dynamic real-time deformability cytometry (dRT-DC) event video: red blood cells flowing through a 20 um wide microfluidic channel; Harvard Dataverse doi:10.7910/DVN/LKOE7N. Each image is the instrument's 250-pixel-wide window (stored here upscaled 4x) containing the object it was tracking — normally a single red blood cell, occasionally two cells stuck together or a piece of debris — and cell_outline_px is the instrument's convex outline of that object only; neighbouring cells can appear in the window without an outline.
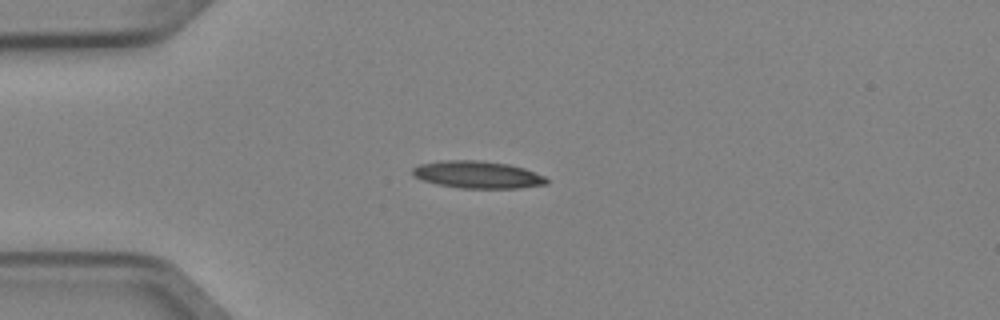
{"species": "Egyptian fruit bat (a non-hibernating species)", "species_latin": "Rousettus aegyptiacus", "temperature_condition": "cold", "stored_images_in_passage": 3, "camera_frame_rate_fps": 3000, "um_per_image_px": 0.085, "animal": {"sex": "female"}, "frame": {"image": 1, "passage_image": 1, "time_ms": 0.0, "image_size_px": [1000, 320], "cell_outline_px": [[548, 184], [520, 188], [460, 188], [436, 184], [412, 176], [412, 168], [420, 164], [444, 160], [480, 160], [508, 164], [524, 168], [544, 176], [548, 180]], "centroid_in_image_um": [40.59, 14.85], "position_along_channel_um": 44.4, "area_um2": 21.33}}
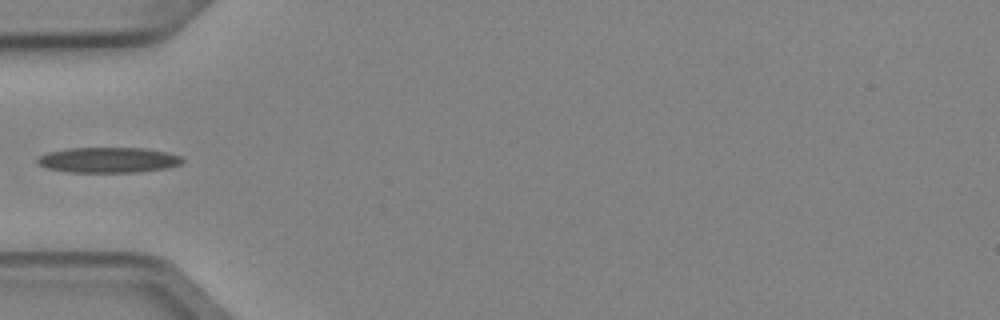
{"frame": {"image": 2, "passage_image": 2, "time_ms": 0.333, "image_size_px": [1000, 320], "cell_outline_px": [[184, 160], [180, 164], [164, 168], [136, 172], [68, 172], [44, 168], [36, 164], [36, 160], [40, 156], [48, 152], [68, 148], [144, 148], [168, 152], [180, 156]], "centroid_in_image_um": [9.15, 13.6], "position_along_channel_um": 75.8, "area_um2": 21.5}}
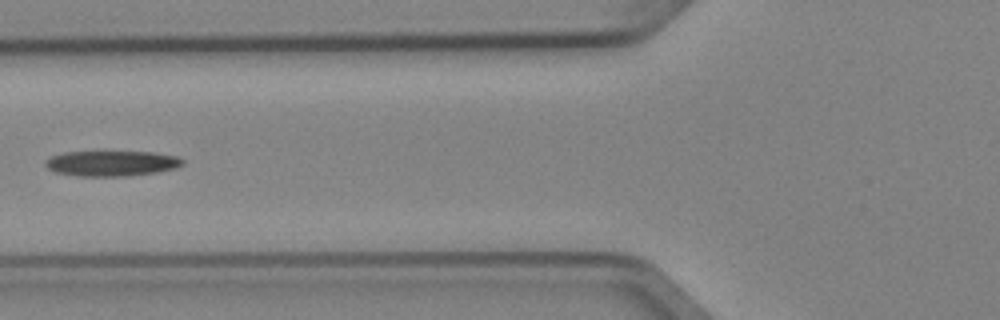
{"frame": {"image": 3, "passage_image": 3, "time_ms": 0.667, "image_size_px": [1000, 320], "cell_outline_px": [[184, 164], [176, 168], [156, 172], [124, 176], [80, 176], [56, 172], [48, 168], [44, 164], [44, 160], [52, 156], [64, 152], [152, 152], [176, 156], [184, 160]], "centroid_in_image_um": [9.48, 13.88], "position_along_channel_um": 116.3, "area_um2": 20.17}}